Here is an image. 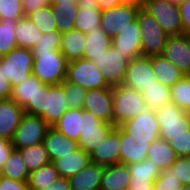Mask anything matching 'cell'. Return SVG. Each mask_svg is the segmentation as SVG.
Here are the masks:
<instances>
[{"instance_id":"1","label":"cell","mask_w":190,"mask_h":190,"mask_svg":"<svg viewBox=\"0 0 190 190\" xmlns=\"http://www.w3.org/2000/svg\"><path fill=\"white\" fill-rule=\"evenodd\" d=\"M32 74L47 85L65 81L68 61L60 50L32 51Z\"/></svg>"},{"instance_id":"2","label":"cell","mask_w":190,"mask_h":190,"mask_svg":"<svg viewBox=\"0 0 190 190\" xmlns=\"http://www.w3.org/2000/svg\"><path fill=\"white\" fill-rule=\"evenodd\" d=\"M140 27L142 56L161 55L168 38L157 20L143 7H140L136 16Z\"/></svg>"},{"instance_id":"3","label":"cell","mask_w":190,"mask_h":190,"mask_svg":"<svg viewBox=\"0 0 190 190\" xmlns=\"http://www.w3.org/2000/svg\"><path fill=\"white\" fill-rule=\"evenodd\" d=\"M147 109L142 93L124 85L113 87V125L132 119Z\"/></svg>"},{"instance_id":"4","label":"cell","mask_w":190,"mask_h":190,"mask_svg":"<svg viewBox=\"0 0 190 190\" xmlns=\"http://www.w3.org/2000/svg\"><path fill=\"white\" fill-rule=\"evenodd\" d=\"M65 81L85 90L111 87L105 81L102 70L85 58L68 62Z\"/></svg>"},{"instance_id":"5","label":"cell","mask_w":190,"mask_h":190,"mask_svg":"<svg viewBox=\"0 0 190 190\" xmlns=\"http://www.w3.org/2000/svg\"><path fill=\"white\" fill-rule=\"evenodd\" d=\"M160 128V138L169 142L175 136L190 129V114L176 106L173 102L155 110Z\"/></svg>"},{"instance_id":"6","label":"cell","mask_w":190,"mask_h":190,"mask_svg":"<svg viewBox=\"0 0 190 190\" xmlns=\"http://www.w3.org/2000/svg\"><path fill=\"white\" fill-rule=\"evenodd\" d=\"M133 57H124L119 48L109 47L97 58H90L102 70L105 81L111 87L123 85L127 64Z\"/></svg>"},{"instance_id":"7","label":"cell","mask_w":190,"mask_h":190,"mask_svg":"<svg viewBox=\"0 0 190 190\" xmlns=\"http://www.w3.org/2000/svg\"><path fill=\"white\" fill-rule=\"evenodd\" d=\"M136 143L151 144L160 139V128L154 110L146 109L137 116L119 125Z\"/></svg>"},{"instance_id":"8","label":"cell","mask_w":190,"mask_h":190,"mask_svg":"<svg viewBox=\"0 0 190 190\" xmlns=\"http://www.w3.org/2000/svg\"><path fill=\"white\" fill-rule=\"evenodd\" d=\"M143 8L159 23L169 36L182 35V21L178 4L168 0H145Z\"/></svg>"},{"instance_id":"9","label":"cell","mask_w":190,"mask_h":190,"mask_svg":"<svg viewBox=\"0 0 190 190\" xmlns=\"http://www.w3.org/2000/svg\"><path fill=\"white\" fill-rule=\"evenodd\" d=\"M33 60L32 50L29 48H15L0 57L3 73L12 87L32 74Z\"/></svg>"},{"instance_id":"10","label":"cell","mask_w":190,"mask_h":190,"mask_svg":"<svg viewBox=\"0 0 190 190\" xmlns=\"http://www.w3.org/2000/svg\"><path fill=\"white\" fill-rule=\"evenodd\" d=\"M50 126L40 117L24 114L16 128L11 143L15 150L43 143Z\"/></svg>"},{"instance_id":"11","label":"cell","mask_w":190,"mask_h":190,"mask_svg":"<svg viewBox=\"0 0 190 190\" xmlns=\"http://www.w3.org/2000/svg\"><path fill=\"white\" fill-rule=\"evenodd\" d=\"M140 6L122 3L114 8L101 12V29L114 38L136 19Z\"/></svg>"},{"instance_id":"12","label":"cell","mask_w":190,"mask_h":190,"mask_svg":"<svg viewBox=\"0 0 190 190\" xmlns=\"http://www.w3.org/2000/svg\"><path fill=\"white\" fill-rule=\"evenodd\" d=\"M159 81L151 67L150 57L139 56L127 64L126 76L123 85L142 93L145 88L157 84Z\"/></svg>"},{"instance_id":"13","label":"cell","mask_w":190,"mask_h":190,"mask_svg":"<svg viewBox=\"0 0 190 190\" xmlns=\"http://www.w3.org/2000/svg\"><path fill=\"white\" fill-rule=\"evenodd\" d=\"M82 109L113 125V87L87 90Z\"/></svg>"},{"instance_id":"14","label":"cell","mask_w":190,"mask_h":190,"mask_svg":"<svg viewBox=\"0 0 190 190\" xmlns=\"http://www.w3.org/2000/svg\"><path fill=\"white\" fill-rule=\"evenodd\" d=\"M68 110L65 92L61 84H44L43 115L41 118L54 127L62 115Z\"/></svg>"},{"instance_id":"15","label":"cell","mask_w":190,"mask_h":190,"mask_svg":"<svg viewBox=\"0 0 190 190\" xmlns=\"http://www.w3.org/2000/svg\"><path fill=\"white\" fill-rule=\"evenodd\" d=\"M161 55L185 75H190V36H168Z\"/></svg>"},{"instance_id":"16","label":"cell","mask_w":190,"mask_h":190,"mask_svg":"<svg viewBox=\"0 0 190 190\" xmlns=\"http://www.w3.org/2000/svg\"><path fill=\"white\" fill-rule=\"evenodd\" d=\"M120 126H116L106 140L90 154V162L102 166L120 163Z\"/></svg>"},{"instance_id":"17","label":"cell","mask_w":190,"mask_h":190,"mask_svg":"<svg viewBox=\"0 0 190 190\" xmlns=\"http://www.w3.org/2000/svg\"><path fill=\"white\" fill-rule=\"evenodd\" d=\"M139 29L140 27L135 19L112 39V46L119 48V52L123 54L124 57L136 58L142 56L141 31Z\"/></svg>"},{"instance_id":"18","label":"cell","mask_w":190,"mask_h":190,"mask_svg":"<svg viewBox=\"0 0 190 190\" xmlns=\"http://www.w3.org/2000/svg\"><path fill=\"white\" fill-rule=\"evenodd\" d=\"M50 162L75 152L79 146L76 140L65 137L54 127H49L43 139Z\"/></svg>"},{"instance_id":"19","label":"cell","mask_w":190,"mask_h":190,"mask_svg":"<svg viewBox=\"0 0 190 190\" xmlns=\"http://www.w3.org/2000/svg\"><path fill=\"white\" fill-rule=\"evenodd\" d=\"M24 114V109L13 100H0V137L11 141Z\"/></svg>"},{"instance_id":"20","label":"cell","mask_w":190,"mask_h":190,"mask_svg":"<svg viewBox=\"0 0 190 190\" xmlns=\"http://www.w3.org/2000/svg\"><path fill=\"white\" fill-rule=\"evenodd\" d=\"M120 164L128 165L147 159L150 144L136 143L135 137L130 136L120 127Z\"/></svg>"},{"instance_id":"21","label":"cell","mask_w":190,"mask_h":190,"mask_svg":"<svg viewBox=\"0 0 190 190\" xmlns=\"http://www.w3.org/2000/svg\"><path fill=\"white\" fill-rule=\"evenodd\" d=\"M103 171L104 166L90 162L80 172L68 178L69 185L73 190H100Z\"/></svg>"},{"instance_id":"22","label":"cell","mask_w":190,"mask_h":190,"mask_svg":"<svg viewBox=\"0 0 190 190\" xmlns=\"http://www.w3.org/2000/svg\"><path fill=\"white\" fill-rule=\"evenodd\" d=\"M52 163L60 177L70 178L90 163V155L78 148L75 152L66 154Z\"/></svg>"},{"instance_id":"23","label":"cell","mask_w":190,"mask_h":190,"mask_svg":"<svg viewBox=\"0 0 190 190\" xmlns=\"http://www.w3.org/2000/svg\"><path fill=\"white\" fill-rule=\"evenodd\" d=\"M130 172L127 165L114 164L104 166L100 190H126L130 184Z\"/></svg>"},{"instance_id":"24","label":"cell","mask_w":190,"mask_h":190,"mask_svg":"<svg viewBox=\"0 0 190 190\" xmlns=\"http://www.w3.org/2000/svg\"><path fill=\"white\" fill-rule=\"evenodd\" d=\"M150 61L155 77L167 87L173 86L185 76L183 72L162 55L151 56Z\"/></svg>"},{"instance_id":"25","label":"cell","mask_w":190,"mask_h":190,"mask_svg":"<svg viewBox=\"0 0 190 190\" xmlns=\"http://www.w3.org/2000/svg\"><path fill=\"white\" fill-rule=\"evenodd\" d=\"M115 127L110 123L102 121L97 128L84 129L77 140L79 148L90 155L95 151L96 147L106 140L108 134Z\"/></svg>"},{"instance_id":"26","label":"cell","mask_w":190,"mask_h":190,"mask_svg":"<svg viewBox=\"0 0 190 190\" xmlns=\"http://www.w3.org/2000/svg\"><path fill=\"white\" fill-rule=\"evenodd\" d=\"M111 46L112 38L101 29V25H96L95 29L86 33L83 58H97Z\"/></svg>"},{"instance_id":"27","label":"cell","mask_w":190,"mask_h":190,"mask_svg":"<svg viewBox=\"0 0 190 190\" xmlns=\"http://www.w3.org/2000/svg\"><path fill=\"white\" fill-rule=\"evenodd\" d=\"M42 85H44L43 82L30 74L26 79L12 87L10 99L22 108L26 105H33L34 96Z\"/></svg>"},{"instance_id":"28","label":"cell","mask_w":190,"mask_h":190,"mask_svg":"<svg viewBox=\"0 0 190 190\" xmlns=\"http://www.w3.org/2000/svg\"><path fill=\"white\" fill-rule=\"evenodd\" d=\"M86 33L73 29L62 34L60 51L68 62L83 58Z\"/></svg>"},{"instance_id":"29","label":"cell","mask_w":190,"mask_h":190,"mask_svg":"<svg viewBox=\"0 0 190 190\" xmlns=\"http://www.w3.org/2000/svg\"><path fill=\"white\" fill-rule=\"evenodd\" d=\"M82 108L68 109L54 126L65 137L78 140L82 133Z\"/></svg>"},{"instance_id":"30","label":"cell","mask_w":190,"mask_h":190,"mask_svg":"<svg viewBox=\"0 0 190 190\" xmlns=\"http://www.w3.org/2000/svg\"><path fill=\"white\" fill-rule=\"evenodd\" d=\"M177 158L178 156L170 147L169 142L160 138L150 144L147 160L154 162L161 170L171 167Z\"/></svg>"},{"instance_id":"31","label":"cell","mask_w":190,"mask_h":190,"mask_svg":"<svg viewBox=\"0 0 190 190\" xmlns=\"http://www.w3.org/2000/svg\"><path fill=\"white\" fill-rule=\"evenodd\" d=\"M42 34L40 29L30 21L27 16L20 18L15 27V37L18 48L32 49L37 45Z\"/></svg>"},{"instance_id":"32","label":"cell","mask_w":190,"mask_h":190,"mask_svg":"<svg viewBox=\"0 0 190 190\" xmlns=\"http://www.w3.org/2000/svg\"><path fill=\"white\" fill-rule=\"evenodd\" d=\"M52 13L56 21L57 30L63 34L75 29L77 3H53Z\"/></svg>"},{"instance_id":"33","label":"cell","mask_w":190,"mask_h":190,"mask_svg":"<svg viewBox=\"0 0 190 190\" xmlns=\"http://www.w3.org/2000/svg\"><path fill=\"white\" fill-rule=\"evenodd\" d=\"M59 177V173L54 164L50 162L49 164L30 172L28 179L29 190L45 189L53 184Z\"/></svg>"},{"instance_id":"34","label":"cell","mask_w":190,"mask_h":190,"mask_svg":"<svg viewBox=\"0 0 190 190\" xmlns=\"http://www.w3.org/2000/svg\"><path fill=\"white\" fill-rule=\"evenodd\" d=\"M29 171L18 150H13L9 159L0 169V175L18 181H28Z\"/></svg>"},{"instance_id":"35","label":"cell","mask_w":190,"mask_h":190,"mask_svg":"<svg viewBox=\"0 0 190 190\" xmlns=\"http://www.w3.org/2000/svg\"><path fill=\"white\" fill-rule=\"evenodd\" d=\"M18 151L20 152L29 173L50 163L43 143L24 147L22 149H18Z\"/></svg>"},{"instance_id":"36","label":"cell","mask_w":190,"mask_h":190,"mask_svg":"<svg viewBox=\"0 0 190 190\" xmlns=\"http://www.w3.org/2000/svg\"><path fill=\"white\" fill-rule=\"evenodd\" d=\"M142 95L147 108L154 111L171 102L170 87L161 82L145 88Z\"/></svg>"},{"instance_id":"37","label":"cell","mask_w":190,"mask_h":190,"mask_svg":"<svg viewBox=\"0 0 190 190\" xmlns=\"http://www.w3.org/2000/svg\"><path fill=\"white\" fill-rule=\"evenodd\" d=\"M127 166L130 172L129 178L134 182L155 181L161 174V169L154 162L147 159Z\"/></svg>"},{"instance_id":"38","label":"cell","mask_w":190,"mask_h":190,"mask_svg":"<svg viewBox=\"0 0 190 190\" xmlns=\"http://www.w3.org/2000/svg\"><path fill=\"white\" fill-rule=\"evenodd\" d=\"M19 19H0V57L18 48L15 27Z\"/></svg>"},{"instance_id":"39","label":"cell","mask_w":190,"mask_h":190,"mask_svg":"<svg viewBox=\"0 0 190 190\" xmlns=\"http://www.w3.org/2000/svg\"><path fill=\"white\" fill-rule=\"evenodd\" d=\"M171 102L190 114V75H185L181 80L170 87Z\"/></svg>"},{"instance_id":"40","label":"cell","mask_w":190,"mask_h":190,"mask_svg":"<svg viewBox=\"0 0 190 190\" xmlns=\"http://www.w3.org/2000/svg\"><path fill=\"white\" fill-rule=\"evenodd\" d=\"M26 16L43 34L57 30L56 21L52 13V6H44Z\"/></svg>"},{"instance_id":"41","label":"cell","mask_w":190,"mask_h":190,"mask_svg":"<svg viewBox=\"0 0 190 190\" xmlns=\"http://www.w3.org/2000/svg\"><path fill=\"white\" fill-rule=\"evenodd\" d=\"M101 10L94 8L78 9L75 20V29L83 33L95 29L101 24Z\"/></svg>"},{"instance_id":"42","label":"cell","mask_w":190,"mask_h":190,"mask_svg":"<svg viewBox=\"0 0 190 190\" xmlns=\"http://www.w3.org/2000/svg\"><path fill=\"white\" fill-rule=\"evenodd\" d=\"M63 86L68 109L82 108L87 90L82 87L64 81Z\"/></svg>"},{"instance_id":"43","label":"cell","mask_w":190,"mask_h":190,"mask_svg":"<svg viewBox=\"0 0 190 190\" xmlns=\"http://www.w3.org/2000/svg\"><path fill=\"white\" fill-rule=\"evenodd\" d=\"M182 185L174 176L171 166L161 170V174L154 181L153 190H179Z\"/></svg>"},{"instance_id":"44","label":"cell","mask_w":190,"mask_h":190,"mask_svg":"<svg viewBox=\"0 0 190 190\" xmlns=\"http://www.w3.org/2000/svg\"><path fill=\"white\" fill-rule=\"evenodd\" d=\"M62 41V34L56 30L54 32H49L42 34L36 46H34L32 51H49V50H60Z\"/></svg>"},{"instance_id":"45","label":"cell","mask_w":190,"mask_h":190,"mask_svg":"<svg viewBox=\"0 0 190 190\" xmlns=\"http://www.w3.org/2000/svg\"><path fill=\"white\" fill-rule=\"evenodd\" d=\"M21 0H0V19L24 17Z\"/></svg>"},{"instance_id":"46","label":"cell","mask_w":190,"mask_h":190,"mask_svg":"<svg viewBox=\"0 0 190 190\" xmlns=\"http://www.w3.org/2000/svg\"><path fill=\"white\" fill-rule=\"evenodd\" d=\"M174 176L184 185H190V156L178 157L172 165Z\"/></svg>"},{"instance_id":"47","label":"cell","mask_w":190,"mask_h":190,"mask_svg":"<svg viewBox=\"0 0 190 190\" xmlns=\"http://www.w3.org/2000/svg\"><path fill=\"white\" fill-rule=\"evenodd\" d=\"M170 147L178 157L190 156V129L169 141Z\"/></svg>"},{"instance_id":"48","label":"cell","mask_w":190,"mask_h":190,"mask_svg":"<svg viewBox=\"0 0 190 190\" xmlns=\"http://www.w3.org/2000/svg\"><path fill=\"white\" fill-rule=\"evenodd\" d=\"M43 100H44V85L38 88L34 96L33 105H26L23 109L25 114L42 116L43 115Z\"/></svg>"},{"instance_id":"49","label":"cell","mask_w":190,"mask_h":190,"mask_svg":"<svg viewBox=\"0 0 190 190\" xmlns=\"http://www.w3.org/2000/svg\"><path fill=\"white\" fill-rule=\"evenodd\" d=\"M182 21V34L190 36V0H184L178 4Z\"/></svg>"},{"instance_id":"50","label":"cell","mask_w":190,"mask_h":190,"mask_svg":"<svg viewBox=\"0 0 190 190\" xmlns=\"http://www.w3.org/2000/svg\"><path fill=\"white\" fill-rule=\"evenodd\" d=\"M0 190H29L28 181H18L0 175Z\"/></svg>"},{"instance_id":"51","label":"cell","mask_w":190,"mask_h":190,"mask_svg":"<svg viewBox=\"0 0 190 190\" xmlns=\"http://www.w3.org/2000/svg\"><path fill=\"white\" fill-rule=\"evenodd\" d=\"M11 92L12 85L3 73L2 62L0 61V100L10 99Z\"/></svg>"},{"instance_id":"52","label":"cell","mask_w":190,"mask_h":190,"mask_svg":"<svg viewBox=\"0 0 190 190\" xmlns=\"http://www.w3.org/2000/svg\"><path fill=\"white\" fill-rule=\"evenodd\" d=\"M14 150V147L10 140L0 137V169L9 159L10 154Z\"/></svg>"},{"instance_id":"53","label":"cell","mask_w":190,"mask_h":190,"mask_svg":"<svg viewBox=\"0 0 190 190\" xmlns=\"http://www.w3.org/2000/svg\"><path fill=\"white\" fill-rule=\"evenodd\" d=\"M101 122L102 121L99 118L95 117L92 113L84 111L82 117V133L84 129L97 128Z\"/></svg>"},{"instance_id":"54","label":"cell","mask_w":190,"mask_h":190,"mask_svg":"<svg viewBox=\"0 0 190 190\" xmlns=\"http://www.w3.org/2000/svg\"><path fill=\"white\" fill-rule=\"evenodd\" d=\"M21 4L25 16L38 10L39 8L46 6L44 2H39V0H21Z\"/></svg>"},{"instance_id":"55","label":"cell","mask_w":190,"mask_h":190,"mask_svg":"<svg viewBox=\"0 0 190 190\" xmlns=\"http://www.w3.org/2000/svg\"><path fill=\"white\" fill-rule=\"evenodd\" d=\"M42 190H71L68 178L59 177L53 184Z\"/></svg>"},{"instance_id":"56","label":"cell","mask_w":190,"mask_h":190,"mask_svg":"<svg viewBox=\"0 0 190 190\" xmlns=\"http://www.w3.org/2000/svg\"><path fill=\"white\" fill-rule=\"evenodd\" d=\"M154 181L134 182L130 180L128 190H153Z\"/></svg>"},{"instance_id":"57","label":"cell","mask_w":190,"mask_h":190,"mask_svg":"<svg viewBox=\"0 0 190 190\" xmlns=\"http://www.w3.org/2000/svg\"><path fill=\"white\" fill-rule=\"evenodd\" d=\"M101 11L114 8L122 4L121 0H97Z\"/></svg>"},{"instance_id":"58","label":"cell","mask_w":190,"mask_h":190,"mask_svg":"<svg viewBox=\"0 0 190 190\" xmlns=\"http://www.w3.org/2000/svg\"><path fill=\"white\" fill-rule=\"evenodd\" d=\"M78 9L94 8L100 9L97 0H78Z\"/></svg>"},{"instance_id":"59","label":"cell","mask_w":190,"mask_h":190,"mask_svg":"<svg viewBox=\"0 0 190 190\" xmlns=\"http://www.w3.org/2000/svg\"><path fill=\"white\" fill-rule=\"evenodd\" d=\"M121 2L125 4H133L136 6L143 7L145 0H121Z\"/></svg>"},{"instance_id":"60","label":"cell","mask_w":190,"mask_h":190,"mask_svg":"<svg viewBox=\"0 0 190 190\" xmlns=\"http://www.w3.org/2000/svg\"><path fill=\"white\" fill-rule=\"evenodd\" d=\"M54 3H78V0H55Z\"/></svg>"},{"instance_id":"61","label":"cell","mask_w":190,"mask_h":190,"mask_svg":"<svg viewBox=\"0 0 190 190\" xmlns=\"http://www.w3.org/2000/svg\"><path fill=\"white\" fill-rule=\"evenodd\" d=\"M42 1L46 6H52L55 0H39V2Z\"/></svg>"},{"instance_id":"62","label":"cell","mask_w":190,"mask_h":190,"mask_svg":"<svg viewBox=\"0 0 190 190\" xmlns=\"http://www.w3.org/2000/svg\"><path fill=\"white\" fill-rule=\"evenodd\" d=\"M179 190H190V185H182Z\"/></svg>"},{"instance_id":"63","label":"cell","mask_w":190,"mask_h":190,"mask_svg":"<svg viewBox=\"0 0 190 190\" xmlns=\"http://www.w3.org/2000/svg\"><path fill=\"white\" fill-rule=\"evenodd\" d=\"M168 1L171 2V3L179 4L184 0H168Z\"/></svg>"}]
</instances>
